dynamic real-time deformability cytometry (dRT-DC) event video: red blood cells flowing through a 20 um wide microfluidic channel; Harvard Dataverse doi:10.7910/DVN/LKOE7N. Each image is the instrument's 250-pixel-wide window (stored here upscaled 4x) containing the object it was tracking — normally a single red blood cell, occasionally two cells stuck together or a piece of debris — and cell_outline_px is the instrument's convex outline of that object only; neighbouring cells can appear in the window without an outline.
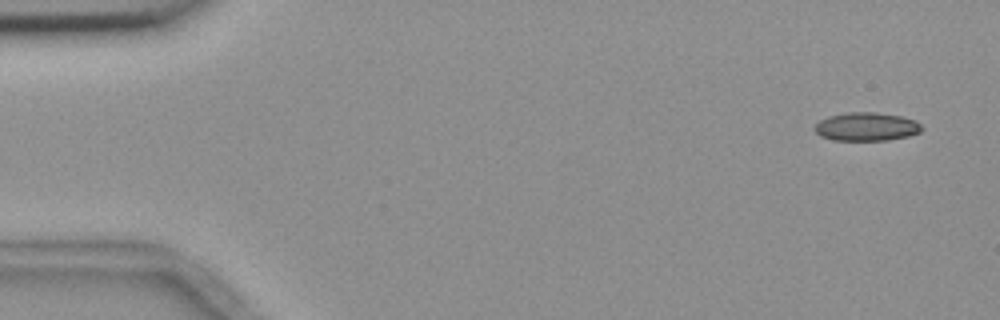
{"species": "common noctule bat (a hibernating species)", "species_latin": "Nyctalus noctula", "temperature_condition": "room temperature", "stored_images_in_passage": 4, "camera_frame_rate_fps": 3000, "um_per_image_px": 0.085, "animal": {"sex": "female", "body_mass_g": 18.4}, "frame": {"image": 1, "passage_image": 1, "time_ms": 0.0, "image_size_px": [1000, 320], "cell_outline_px": [[924, 128], [920, 132], [908, 136], [888, 140], [832, 140], [820, 136], [812, 128], [820, 120], [828, 116], [848, 112], [876, 112], [900, 116], [916, 120]], "centroid_in_image_um": [73.64, 10.77], "position_along_channel_um": 11.4, "area_um2": 17.86}}
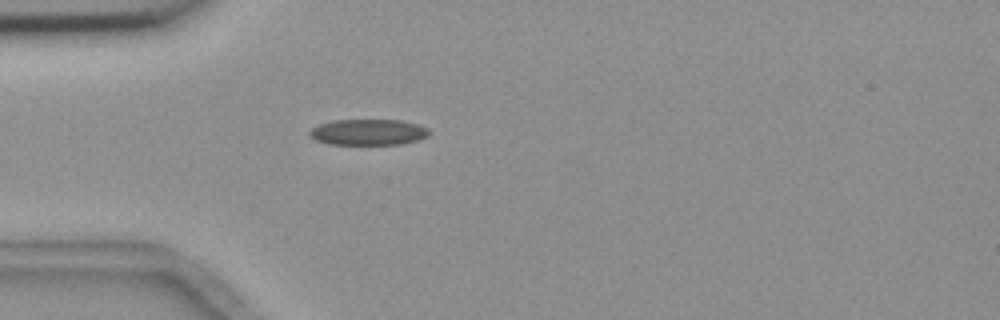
{"frame": {"image": 2, "passage_image": 4, "time_ms": 4.333, "image_size_px": [1000, 320], "cell_outline_px": [[428, 136], [420, 140], [400, 144], [328, 144], [316, 140], [308, 132], [312, 128], [320, 124], [332, 120], [400, 120], [420, 124], [428, 128]], "centroid_in_image_um": [31.34, 11.23], "position_along_channel_um": 53.7, "area_um2": 18.09}}